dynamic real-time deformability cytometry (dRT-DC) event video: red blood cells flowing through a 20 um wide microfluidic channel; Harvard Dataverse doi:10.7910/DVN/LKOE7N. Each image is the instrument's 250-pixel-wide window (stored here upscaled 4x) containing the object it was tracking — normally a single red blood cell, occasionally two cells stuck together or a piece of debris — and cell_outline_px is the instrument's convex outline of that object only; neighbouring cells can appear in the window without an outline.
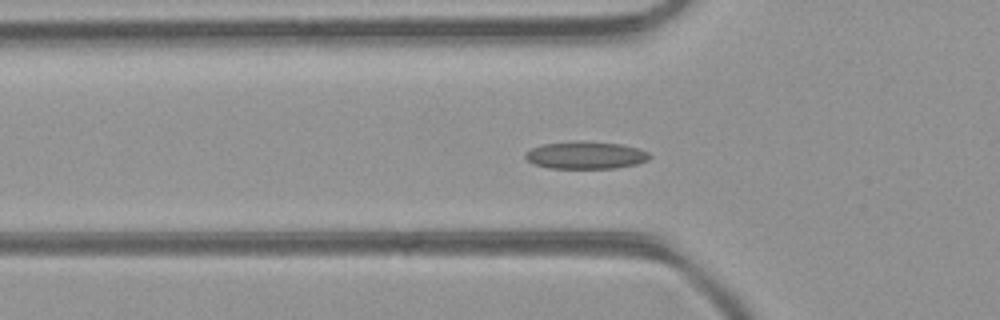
{"species": "common noctule bat (a hibernating species)", "species_latin": "Nyctalus noctula", "temperature_condition": "room temperature", "stored_images_in_passage": 45, "camera_frame_rate_fps": 3000, "um_per_image_px": 0.085, "animal": {"sex": "female", "body_mass_g": 21.9}, "frame": {"image": 1, "passage_image": 13, "time_ms": 4.0, "image_size_px": [1000, 320], "cell_outline_px": [[652, 156], [648, 160], [636, 164], [616, 168], [548, 168], [532, 164], [524, 156], [524, 152], [540, 144], [576, 140], [584, 140], [620, 144], [636, 148], [648, 152]], "centroid_in_image_um": [49.74, 13.18], "position_along_channel_um": 76.1, "area_um2": 20.17}}
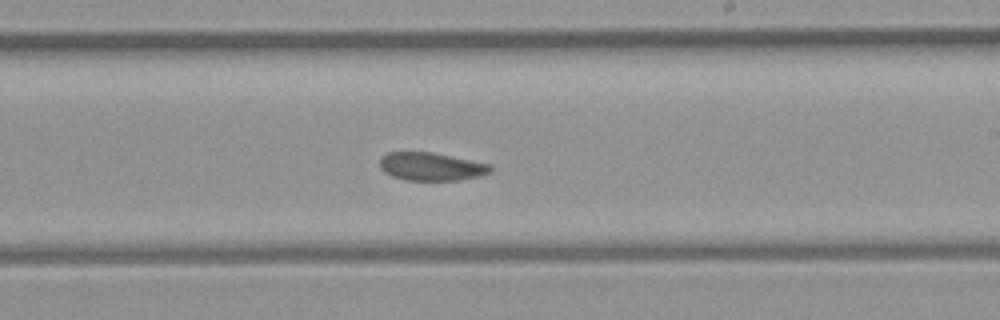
{"frame": {"image": 2, "passage_image": 25, "time_ms": 8.0, "image_size_px": [1000, 320], "cell_outline_px": [[492, 172], [480, 176], [460, 180], [404, 180], [392, 176], [384, 172], [380, 168], [380, 156], [388, 152], [432, 152], [492, 164]], "centroid_in_image_um": [36.66, 14.15], "position_along_channel_um": 252.3, "area_um2": 18.32}}
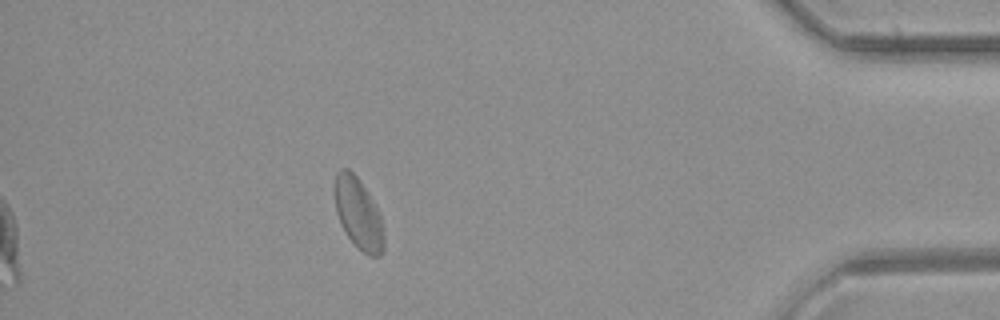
{"frame": {"image": 3, "passage_image": 39, "time_ms": 12.667, "image_size_px": [1000, 320], "cell_outline_px": [[384, 248], [380, 256], [368, 256], [356, 248], [348, 236], [336, 212], [336, 172], [340, 168], [348, 168], [360, 180], [368, 192], [380, 212], [384, 228]], "centroid_in_image_um": [30.51, 18.19], "position_along_channel_um": 404.7, "area_um2": 20.4}, "authors_computed_cell_mechanics": {"area_um2": 19.4786, "velocity_mm_per_s": 4.3956, "shape_relaxation_time_tau1_ms": 7.1441, "shape_relaxation_time_tau2_ms": 0.8058, "deformation_change_tau1": 0.1282, "deformation_change_tau2": 0.0522}}